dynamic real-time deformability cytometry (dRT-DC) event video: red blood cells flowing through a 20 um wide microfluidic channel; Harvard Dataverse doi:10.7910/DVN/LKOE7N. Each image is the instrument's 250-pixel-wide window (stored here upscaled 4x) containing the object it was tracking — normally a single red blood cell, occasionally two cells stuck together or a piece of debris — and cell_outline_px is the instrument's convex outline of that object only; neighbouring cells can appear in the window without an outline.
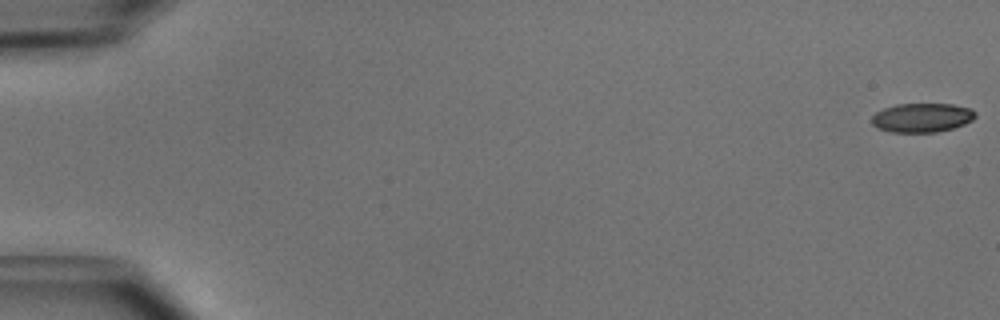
{"species": "common noctule bat (a hibernating species)", "species_latin": "Nyctalus noctula", "temperature_condition": "cold", "stored_images_in_passage": 51, "camera_frame_rate_fps": 3000, "um_per_image_px": 0.085, "animal": {"sex": "male", "body_mass_g": 15.6}, "frame": {"image": 1, "passage_image": 1, "time_ms": 0.0, "image_size_px": [1000, 320], "cell_outline_px": [[976, 116], [972, 120], [964, 124], [952, 128], [936, 132], [892, 132], [876, 128], [872, 124], [872, 116], [876, 112], [884, 108], [896, 104], [952, 104], [972, 108], [976, 112]], "centroid_in_image_um": [78.37, 9.99], "position_along_channel_um": 6.6, "area_um2": 17.63}}
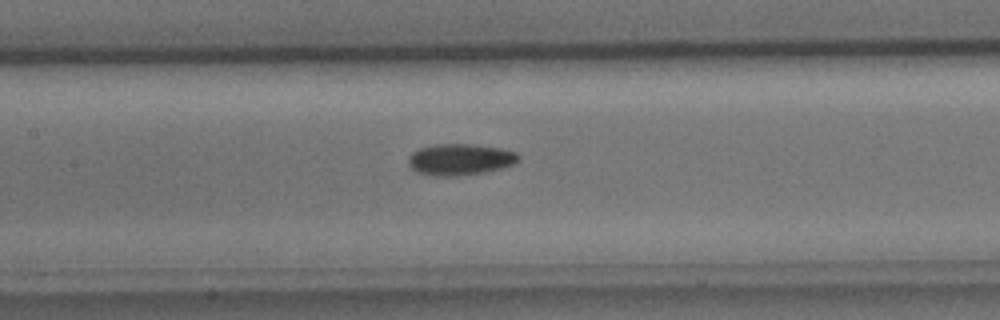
{"frame": {"image": 2, "passage_image": 25, "time_ms": 8.0, "image_size_px": [1000, 320], "cell_outline_px": [[520, 156], [512, 164], [500, 168], [484, 172], [456, 176], [436, 176], [420, 172], [412, 168], [408, 164], [408, 156], [412, 152], [420, 148], [436, 144], [472, 144], [500, 148], [516, 152]], "centroid_in_image_um": [39.08, 13.54], "position_along_channel_um": 168.3, "area_um2": 19.88}}
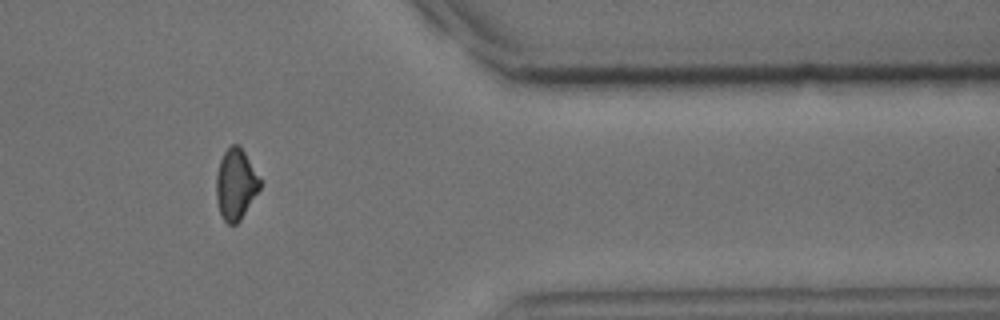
{"frame": {"image": 3, "passage_image": 43, "time_ms": 14.0, "image_size_px": [1000, 320], "cell_outline_px": [[260, 188], [240, 220], [236, 224], [228, 224], [220, 216], [216, 200], [216, 176], [220, 160], [224, 152], [232, 144], [240, 144], [260, 180]], "centroid_in_image_um": [20.01, 15.67], "position_along_channel_um": 391.4, "area_um2": 17.92}, "authors_computed_cell_mechanics": {"area_um2": 18.6694, "velocity_mm_per_s": 3.9969, "shape_relaxation_time_tau1_ms": 4.7456, "shape_relaxation_time_tau2_ms": null, "deformation_change_tau1": 0.1189, "deformation_change_tau2": null}}